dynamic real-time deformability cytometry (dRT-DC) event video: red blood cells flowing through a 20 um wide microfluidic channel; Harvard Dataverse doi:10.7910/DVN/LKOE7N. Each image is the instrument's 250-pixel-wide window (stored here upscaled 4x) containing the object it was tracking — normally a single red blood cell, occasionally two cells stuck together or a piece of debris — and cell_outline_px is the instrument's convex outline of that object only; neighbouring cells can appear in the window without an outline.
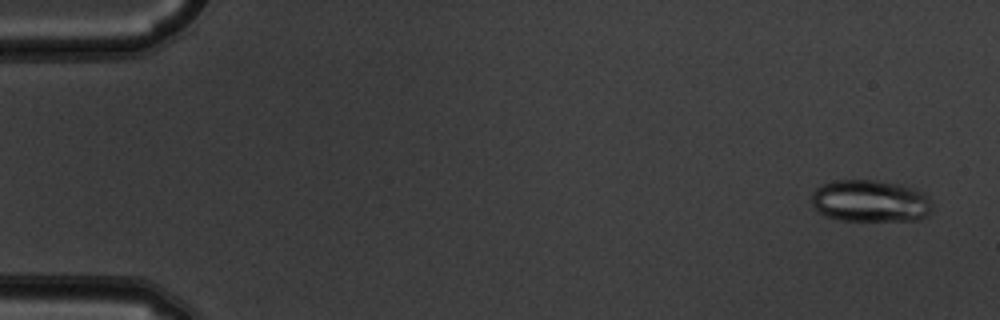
{"species": "common noctule bat (a hibernating species)", "species_latin": "Nyctalus noctula", "temperature_condition": "warm", "stored_images_in_passage": 6, "camera_frame_rate_fps": 3000, "um_per_image_px": 0.085, "animal": {"sex": "male", "body_mass_g": 19.5, "forearm_length_mm": 54.6}, "frame": {"image": 1, "passage_image": 1, "time_ms": 0.0, "image_size_px": [1000, 320], "cell_outline_px": [[932, 212], [928, 216], [916, 220], [840, 220], [824, 216], [812, 204], [812, 192], [820, 184], [836, 180], [872, 180], [900, 184], [916, 188], [924, 192], [928, 196], [932, 204]], "centroid_in_image_um": [74.0, 17.08], "position_along_channel_um": 11.0, "area_um2": 29.88}}